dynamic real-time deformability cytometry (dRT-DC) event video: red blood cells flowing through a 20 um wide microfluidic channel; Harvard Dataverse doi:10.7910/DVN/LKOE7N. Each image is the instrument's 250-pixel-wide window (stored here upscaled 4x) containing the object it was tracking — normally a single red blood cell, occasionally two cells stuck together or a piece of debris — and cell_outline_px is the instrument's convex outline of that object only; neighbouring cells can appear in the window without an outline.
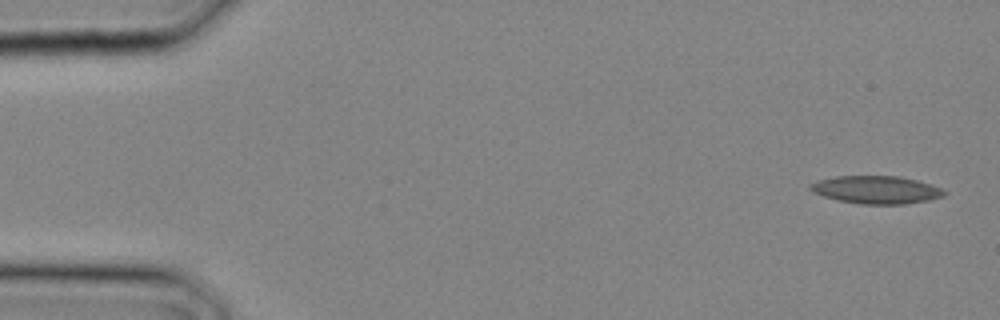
{"species": "common noctule bat (a hibernating species)", "species_latin": "Nyctalus noctula", "temperature_condition": "cold", "stored_images_in_passage": 4, "camera_frame_rate_fps": 3000, "um_per_image_px": 0.085, "animal": {"sex": "male", "body_mass_g": 20.4}, "frame": {"image": 1, "passage_image": 1, "time_ms": 0.0, "image_size_px": [1000, 320], "cell_outline_px": [[948, 192], [944, 196], [928, 200], [904, 204], [860, 204], [836, 200], [812, 192], [808, 188], [808, 184], [816, 180], [836, 176], [900, 176], [916, 180], [940, 188]], "centroid_in_image_um": [74.43, 16.13], "position_along_channel_um": 10.6, "area_um2": 21.79}}
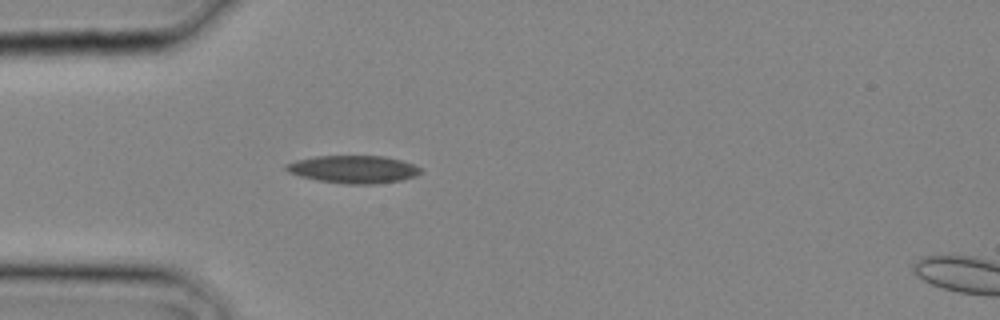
{"frame": {"image": 2, "passage_image": 3, "time_ms": 0.667, "image_size_px": [1000, 320], "cell_outline_px": [[420, 172], [416, 176], [404, 180], [376, 184], [344, 184], [316, 180], [300, 176], [288, 172], [284, 168], [284, 164], [296, 160], [316, 156], [384, 156], [400, 160], [412, 164], [420, 168]], "centroid_in_image_um": [30.01, 14.4], "position_along_channel_um": 55.0, "area_um2": 21.79}}